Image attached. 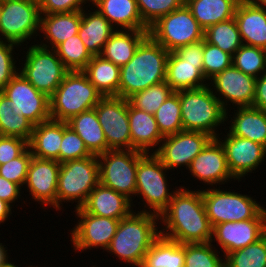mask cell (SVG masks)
Instances as JSON below:
<instances>
[{"mask_svg": "<svg viewBox=\"0 0 266 267\" xmlns=\"http://www.w3.org/2000/svg\"><path fill=\"white\" fill-rule=\"evenodd\" d=\"M102 97L83 71H68L49 97L51 119L67 122L94 108Z\"/></svg>", "mask_w": 266, "mask_h": 267, "instance_id": "5", "label": "cell"}, {"mask_svg": "<svg viewBox=\"0 0 266 267\" xmlns=\"http://www.w3.org/2000/svg\"><path fill=\"white\" fill-rule=\"evenodd\" d=\"M226 134L223 140L219 136L217 139L224 147L232 176L239 182L266 160V147L247 138L231 135L228 131Z\"/></svg>", "mask_w": 266, "mask_h": 267, "instance_id": "18", "label": "cell"}, {"mask_svg": "<svg viewBox=\"0 0 266 267\" xmlns=\"http://www.w3.org/2000/svg\"><path fill=\"white\" fill-rule=\"evenodd\" d=\"M82 20V10L70 13L41 14L40 32L45 43L39 45L55 49L69 37L78 34ZM49 43V44H48Z\"/></svg>", "mask_w": 266, "mask_h": 267, "instance_id": "25", "label": "cell"}, {"mask_svg": "<svg viewBox=\"0 0 266 267\" xmlns=\"http://www.w3.org/2000/svg\"><path fill=\"white\" fill-rule=\"evenodd\" d=\"M132 206V201L125 195L99 183L82 208L92 215L120 220L134 210Z\"/></svg>", "mask_w": 266, "mask_h": 267, "instance_id": "22", "label": "cell"}, {"mask_svg": "<svg viewBox=\"0 0 266 267\" xmlns=\"http://www.w3.org/2000/svg\"><path fill=\"white\" fill-rule=\"evenodd\" d=\"M213 139L212 136L198 131L182 130L164 137L159 149L154 153L168 169L189 168L193 159Z\"/></svg>", "mask_w": 266, "mask_h": 267, "instance_id": "16", "label": "cell"}, {"mask_svg": "<svg viewBox=\"0 0 266 267\" xmlns=\"http://www.w3.org/2000/svg\"><path fill=\"white\" fill-rule=\"evenodd\" d=\"M133 210L120 219L117 231L107 252L128 265L140 267L145 254L160 236L159 216L153 213ZM159 230V231H158Z\"/></svg>", "mask_w": 266, "mask_h": 267, "instance_id": "3", "label": "cell"}, {"mask_svg": "<svg viewBox=\"0 0 266 267\" xmlns=\"http://www.w3.org/2000/svg\"><path fill=\"white\" fill-rule=\"evenodd\" d=\"M67 125L83 139L86 148L92 155L98 156L108 150L95 108L71 117L67 121Z\"/></svg>", "mask_w": 266, "mask_h": 267, "instance_id": "32", "label": "cell"}, {"mask_svg": "<svg viewBox=\"0 0 266 267\" xmlns=\"http://www.w3.org/2000/svg\"><path fill=\"white\" fill-rule=\"evenodd\" d=\"M148 35L169 52H174L182 46L202 41L204 30L184 3L151 25Z\"/></svg>", "mask_w": 266, "mask_h": 267, "instance_id": "9", "label": "cell"}, {"mask_svg": "<svg viewBox=\"0 0 266 267\" xmlns=\"http://www.w3.org/2000/svg\"><path fill=\"white\" fill-rule=\"evenodd\" d=\"M89 1L92 2V0H43L39 7L41 14L70 13L83 10L87 6L86 3L90 5Z\"/></svg>", "mask_w": 266, "mask_h": 267, "instance_id": "49", "label": "cell"}, {"mask_svg": "<svg viewBox=\"0 0 266 267\" xmlns=\"http://www.w3.org/2000/svg\"><path fill=\"white\" fill-rule=\"evenodd\" d=\"M185 244L159 236L140 267H185Z\"/></svg>", "mask_w": 266, "mask_h": 267, "instance_id": "35", "label": "cell"}, {"mask_svg": "<svg viewBox=\"0 0 266 267\" xmlns=\"http://www.w3.org/2000/svg\"><path fill=\"white\" fill-rule=\"evenodd\" d=\"M6 245H3L2 243H0V267H2L3 265H5L8 261H9V253L7 252L8 249L6 250V247H4Z\"/></svg>", "mask_w": 266, "mask_h": 267, "instance_id": "55", "label": "cell"}, {"mask_svg": "<svg viewBox=\"0 0 266 267\" xmlns=\"http://www.w3.org/2000/svg\"><path fill=\"white\" fill-rule=\"evenodd\" d=\"M248 1L254 6L266 9V0H248Z\"/></svg>", "mask_w": 266, "mask_h": 267, "instance_id": "56", "label": "cell"}, {"mask_svg": "<svg viewBox=\"0 0 266 267\" xmlns=\"http://www.w3.org/2000/svg\"><path fill=\"white\" fill-rule=\"evenodd\" d=\"M92 4L116 30H149L136 0H92Z\"/></svg>", "mask_w": 266, "mask_h": 267, "instance_id": "27", "label": "cell"}, {"mask_svg": "<svg viewBox=\"0 0 266 267\" xmlns=\"http://www.w3.org/2000/svg\"><path fill=\"white\" fill-rule=\"evenodd\" d=\"M234 18L243 44L266 50V9L241 0Z\"/></svg>", "mask_w": 266, "mask_h": 267, "instance_id": "23", "label": "cell"}, {"mask_svg": "<svg viewBox=\"0 0 266 267\" xmlns=\"http://www.w3.org/2000/svg\"><path fill=\"white\" fill-rule=\"evenodd\" d=\"M241 0H185L193 17L205 31L210 26L234 18Z\"/></svg>", "mask_w": 266, "mask_h": 267, "instance_id": "33", "label": "cell"}, {"mask_svg": "<svg viewBox=\"0 0 266 267\" xmlns=\"http://www.w3.org/2000/svg\"><path fill=\"white\" fill-rule=\"evenodd\" d=\"M27 48L25 60L19 67V72L40 92L50 97L61 84L68 72L55 49L46 48L41 45Z\"/></svg>", "mask_w": 266, "mask_h": 267, "instance_id": "12", "label": "cell"}, {"mask_svg": "<svg viewBox=\"0 0 266 267\" xmlns=\"http://www.w3.org/2000/svg\"><path fill=\"white\" fill-rule=\"evenodd\" d=\"M232 64L243 73L258 78L266 71V50L243 44L234 53Z\"/></svg>", "mask_w": 266, "mask_h": 267, "instance_id": "41", "label": "cell"}, {"mask_svg": "<svg viewBox=\"0 0 266 267\" xmlns=\"http://www.w3.org/2000/svg\"><path fill=\"white\" fill-rule=\"evenodd\" d=\"M175 52L186 62L203 63V40L182 46Z\"/></svg>", "mask_w": 266, "mask_h": 267, "instance_id": "51", "label": "cell"}, {"mask_svg": "<svg viewBox=\"0 0 266 267\" xmlns=\"http://www.w3.org/2000/svg\"><path fill=\"white\" fill-rule=\"evenodd\" d=\"M172 200L159 216L160 235L170 240L186 243H207L212 239V225L206 215L202 192L175 187ZM164 228V229H163Z\"/></svg>", "mask_w": 266, "mask_h": 267, "instance_id": "1", "label": "cell"}, {"mask_svg": "<svg viewBox=\"0 0 266 267\" xmlns=\"http://www.w3.org/2000/svg\"><path fill=\"white\" fill-rule=\"evenodd\" d=\"M154 117L163 137L182 131L180 91L170 94L155 112Z\"/></svg>", "mask_w": 266, "mask_h": 267, "instance_id": "38", "label": "cell"}, {"mask_svg": "<svg viewBox=\"0 0 266 267\" xmlns=\"http://www.w3.org/2000/svg\"><path fill=\"white\" fill-rule=\"evenodd\" d=\"M183 130L204 132L213 138L220 136L217 128L226 121V111L213 94L210 85L180 91Z\"/></svg>", "mask_w": 266, "mask_h": 267, "instance_id": "4", "label": "cell"}, {"mask_svg": "<svg viewBox=\"0 0 266 267\" xmlns=\"http://www.w3.org/2000/svg\"><path fill=\"white\" fill-rule=\"evenodd\" d=\"M99 184V163L96 155L64 162L60 165L57 185L56 211L62 202H77L81 208L92 190Z\"/></svg>", "mask_w": 266, "mask_h": 267, "instance_id": "7", "label": "cell"}, {"mask_svg": "<svg viewBox=\"0 0 266 267\" xmlns=\"http://www.w3.org/2000/svg\"><path fill=\"white\" fill-rule=\"evenodd\" d=\"M21 187L4 177L0 176V199L7 202L10 206L21 196Z\"/></svg>", "mask_w": 266, "mask_h": 267, "instance_id": "52", "label": "cell"}, {"mask_svg": "<svg viewBox=\"0 0 266 267\" xmlns=\"http://www.w3.org/2000/svg\"><path fill=\"white\" fill-rule=\"evenodd\" d=\"M173 92L169 84L163 81L133 94L127 100L133 107L154 115Z\"/></svg>", "mask_w": 266, "mask_h": 267, "instance_id": "42", "label": "cell"}, {"mask_svg": "<svg viewBox=\"0 0 266 267\" xmlns=\"http://www.w3.org/2000/svg\"><path fill=\"white\" fill-rule=\"evenodd\" d=\"M14 47L17 48L19 46L8 41L0 40V91L19 71L17 65H15L17 61L14 59Z\"/></svg>", "mask_w": 266, "mask_h": 267, "instance_id": "48", "label": "cell"}, {"mask_svg": "<svg viewBox=\"0 0 266 267\" xmlns=\"http://www.w3.org/2000/svg\"><path fill=\"white\" fill-rule=\"evenodd\" d=\"M1 92L10 99L12 110L34 126L51 119L49 97L38 91L20 72Z\"/></svg>", "mask_w": 266, "mask_h": 267, "instance_id": "14", "label": "cell"}, {"mask_svg": "<svg viewBox=\"0 0 266 267\" xmlns=\"http://www.w3.org/2000/svg\"><path fill=\"white\" fill-rule=\"evenodd\" d=\"M93 10V12L82 10L78 36L90 54L97 56L101 54L103 47L116 29L97 9Z\"/></svg>", "mask_w": 266, "mask_h": 267, "instance_id": "30", "label": "cell"}, {"mask_svg": "<svg viewBox=\"0 0 266 267\" xmlns=\"http://www.w3.org/2000/svg\"><path fill=\"white\" fill-rule=\"evenodd\" d=\"M74 212L80 218L70 233L74 250L78 252L92 248L107 250L120 220L92 215L82 207L75 209Z\"/></svg>", "mask_w": 266, "mask_h": 267, "instance_id": "15", "label": "cell"}, {"mask_svg": "<svg viewBox=\"0 0 266 267\" xmlns=\"http://www.w3.org/2000/svg\"><path fill=\"white\" fill-rule=\"evenodd\" d=\"M217 188L202 189L206 215L213 226L248 219H266V209L249 195Z\"/></svg>", "mask_w": 266, "mask_h": 267, "instance_id": "6", "label": "cell"}, {"mask_svg": "<svg viewBox=\"0 0 266 267\" xmlns=\"http://www.w3.org/2000/svg\"><path fill=\"white\" fill-rule=\"evenodd\" d=\"M211 242L186 243L185 267H225L224 258L219 256ZM216 249V250H215Z\"/></svg>", "mask_w": 266, "mask_h": 267, "instance_id": "43", "label": "cell"}, {"mask_svg": "<svg viewBox=\"0 0 266 267\" xmlns=\"http://www.w3.org/2000/svg\"><path fill=\"white\" fill-rule=\"evenodd\" d=\"M83 72L103 97H119L120 66L97 55L92 56Z\"/></svg>", "mask_w": 266, "mask_h": 267, "instance_id": "34", "label": "cell"}, {"mask_svg": "<svg viewBox=\"0 0 266 267\" xmlns=\"http://www.w3.org/2000/svg\"><path fill=\"white\" fill-rule=\"evenodd\" d=\"M232 55L203 39V72L209 81L216 74L232 65Z\"/></svg>", "mask_w": 266, "mask_h": 267, "instance_id": "46", "label": "cell"}, {"mask_svg": "<svg viewBox=\"0 0 266 267\" xmlns=\"http://www.w3.org/2000/svg\"><path fill=\"white\" fill-rule=\"evenodd\" d=\"M60 165L56 160L32 157L24 186L38 204L56 209Z\"/></svg>", "mask_w": 266, "mask_h": 267, "instance_id": "20", "label": "cell"}, {"mask_svg": "<svg viewBox=\"0 0 266 267\" xmlns=\"http://www.w3.org/2000/svg\"><path fill=\"white\" fill-rule=\"evenodd\" d=\"M252 106L266 112V71L256 78L255 96Z\"/></svg>", "mask_w": 266, "mask_h": 267, "instance_id": "53", "label": "cell"}, {"mask_svg": "<svg viewBox=\"0 0 266 267\" xmlns=\"http://www.w3.org/2000/svg\"><path fill=\"white\" fill-rule=\"evenodd\" d=\"M128 116L133 150L155 153L164 137L159 131L154 115L137 109L128 102ZM153 148H156L155 151Z\"/></svg>", "mask_w": 266, "mask_h": 267, "instance_id": "24", "label": "cell"}, {"mask_svg": "<svg viewBox=\"0 0 266 267\" xmlns=\"http://www.w3.org/2000/svg\"><path fill=\"white\" fill-rule=\"evenodd\" d=\"M143 23L149 28L159 18L181 7L185 0H136Z\"/></svg>", "mask_w": 266, "mask_h": 267, "instance_id": "44", "label": "cell"}, {"mask_svg": "<svg viewBox=\"0 0 266 267\" xmlns=\"http://www.w3.org/2000/svg\"><path fill=\"white\" fill-rule=\"evenodd\" d=\"M148 30H116L106 42L100 56L115 65L123 66L132 58Z\"/></svg>", "mask_w": 266, "mask_h": 267, "instance_id": "31", "label": "cell"}, {"mask_svg": "<svg viewBox=\"0 0 266 267\" xmlns=\"http://www.w3.org/2000/svg\"><path fill=\"white\" fill-rule=\"evenodd\" d=\"M27 148V140L19 137L0 136V165L20 156Z\"/></svg>", "mask_w": 266, "mask_h": 267, "instance_id": "50", "label": "cell"}, {"mask_svg": "<svg viewBox=\"0 0 266 267\" xmlns=\"http://www.w3.org/2000/svg\"><path fill=\"white\" fill-rule=\"evenodd\" d=\"M167 172L168 169L154 153H143L138 158L135 196L143 199L141 212L160 216L168 207L176 190L169 192Z\"/></svg>", "mask_w": 266, "mask_h": 267, "instance_id": "8", "label": "cell"}, {"mask_svg": "<svg viewBox=\"0 0 266 267\" xmlns=\"http://www.w3.org/2000/svg\"><path fill=\"white\" fill-rule=\"evenodd\" d=\"M225 267H266V236L256 242L226 254Z\"/></svg>", "mask_w": 266, "mask_h": 267, "instance_id": "40", "label": "cell"}, {"mask_svg": "<svg viewBox=\"0 0 266 267\" xmlns=\"http://www.w3.org/2000/svg\"><path fill=\"white\" fill-rule=\"evenodd\" d=\"M165 81L175 92L209 85L204 76L203 63L186 62L175 51L168 54Z\"/></svg>", "mask_w": 266, "mask_h": 267, "instance_id": "26", "label": "cell"}, {"mask_svg": "<svg viewBox=\"0 0 266 267\" xmlns=\"http://www.w3.org/2000/svg\"><path fill=\"white\" fill-rule=\"evenodd\" d=\"M236 111V113H235ZM229 110L226 111V122L228 118L231 121L228 122L229 133L238 137L247 138L254 142L260 143L266 147V112L250 107H238L234 110L233 119Z\"/></svg>", "mask_w": 266, "mask_h": 267, "instance_id": "28", "label": "cell"}, {"mask_svg": "<svg viewBox=\"0 0 266 267\" xmlns=\"http://www.w3.org/2000/svg\"><path fill=\"white\" fill-rule=\"evenodd\" d=\"M204 40L232 56L243 45L235 18L207 28L204 31Z\"/></svg>", "mask_w": 266, "mask_h": 267, "instance_id": "37", "label": "cell"}, {"mask_svg": "<svg viewBox=\"0 0 266 267\" xmlns=\"http://www.w3.org/2000/svg\"><path fill=\"white\" fill-rule=\"evenodd\" d=\"M169 51L149 35L137 47L133 58L120 67L119 97L133 94L166 80Z\"/></svg>", "mask_w": 266, "mask_h": 267, "instance_id": "2", "label": "cell"}, {"mask_svg": "<svg viewBox=\"0 0 266 267\" xmlns=\"http://www.w3.org/2000/svg\"><path fill=\"white\" fill-rule=\"evenodd\" d=\"M209 81L211 83L208 82V84H212L210 87L213 86L211 88L213 94L216 97L218 96L217 98L225 111H228L227 106L231 103L236 108L253 105L256 78L243 73L233 64L216 74Z\"/></svg>", "mask_w": 266, "mask_h": 267, "instance_id": "17", "label": "cell"}, {"mask_svg": "<svg viewBox=\"0 0 266 267\" xmlns=\"http://www.w3.org/2000/svg\"><path fill=\"white\" fill-rule=\"evenodd\" d=\"M62 138L63 121L49 119L34 126L28 147L33 157L59 162Z\"/></svg>", "mask_w": 266, "mask_h": 267, "instance_id": "29", "label": "cell"}, {"mask_svg": "<svg viewBox=\"0 0 266 267\" xmlns=\"http://www.w3.org/2000/svg\"><path fill=\"white\" fill-rule=\"evenodd\" d=\"M92 156L83 139L63 121V138L60 146L59 163Z\"/></svg>", "mask_w": 266, "mask_h": 267, "instance_id": "45", "label": "cell"}, {"mask_svg": "<svg viewBox=\"0 0 266 267\" xmlns=\"http://www.w3.org/2000/svg\"><path fill=\"white\" fill-rule=\"evenodd\" d=\"M55 51L68 71H83L92 59L78 34L59 44Z\"/></svg>", "mask_w": 266, "mask_h": 267, "instance_id": "39", "label": "cell"}, {"mask_svg": "<svg viewBox=\"0 0 266 267\" xmlns=\"http://www.w3.org/2000/svg\"><path fill=\"white\" fill-rule=\"evenodd\" d=\"M41 12L33 0H2L0 40L22 46L40 33Z\"/></svg>", "mask_w": 266, "mask_h": 267, "instance_id": "10", "label": "cell"}, {"mask_svg": "<svg viewBox=\"0 0 266 267\" xmlns=\"http://www.w3.org/2000/svg\"><path fill=\"white\" fill-rule=\"evenodd\" d=\"M2 267H19V266H16L15 263L9 261L5 265H3Z\"/></svg>", "mask_w": 266, "mask_h": 267, "instance_id": "57", "label": "cell"}, {"mask_svg": "<svg viewBox=\"0 0 266 267\" xmlns=\"http://www.w3.org/2000/svg\"><path fill=\"white\" fill-rule=\"evenodd\" d=\"M143 154L137 150H107L97 156L99 183L125 195L132 201L136 193L138 158ZM132 197V198H131Z\"/></svg>", "mask_w": 266, "mask_h": 267, "instance_id": "11", "label": "cell"}, {"mask_svg": "<svg viewBox=\"0 0 266 267\" xmlns=\"http://www.w3.org/2000/svg\"><path fill=\"white\" fill-rule=\"evenodd\" d=\"M192 178L206 185H223L236 180L228 167L224 147L217 138H213L193 159L189 168Z\"/></svg>", "mask_w": 266, "mask_h": 267, "instance_id": "19", "label": "cell"}, {"mask_svg": "<svg viewBox=\"0 0 266 267\" xmlns=\"http://www.w3.org/2000/svg\"><path fill=\"white\" fill-rule=\"evenodd\" d=\"M94 108L103 129L108 150H133L128 100L118 96L102 97Z\"/></svg>", "mask_w": 266, "mask_h": 267, "instance_id": "13", "label": "cell"}, {"mask_svg": "<svg viewBox=\"0 0 266 267\" xmlns=\"http://www.w3.org/2000/svg\"><path fill=\"white\" fill-rule=\"evenodd\" d=\"M11 209L12 207L7 202L0 199V224L10 219L8 217L12 214Z\"/></svg>", "mask_w": 266, "mask_h": 267, "instance_id": "54", "label": "cell"}, {"mask_svg": "<svg viewBox=\"0 0 266 267\" xmlns=\"http://www.w3.org/2000/svg\"><path fill=\"white\" fill-rule=\"evenodd\" d=\"M265 226L266 219L220 223L213 226L211 243L217 241L225 256L259 240L264 235Z\"/></svg>", "mask_w": 266, "mask_h": 267, "instance_id": "21", "label": "cell"}, {"mask_svg": "<svg viewBox=\"0 0 266 267\" xmlns=\"http://www.w3.org/2000/svg\"><path fill=\"white\" fill-rule=\"evenodd\" d=\"M33 128L26 117L12 110L10 99L0 91V136L19 137L29 142Z\"/></svg>", "mask_w": 266, "mask_h": 267, "instance_id": "36", "label": "cell"}, {"mask_svg": "<svg viewBox=\"0 0 266 267\" xmlns=\"http://www.w3.org/2000/svg\"><path fill=\"white\" fill-rule=\"evenodd\" d=\"M33 1L40 4L43 0H33Z\"/></svg>", "mask_w": 266, "mask_h": 267, "instance_id": "58", "label": "cell"}, {"mask_svg": "<svg viewBox=\"0 0 266 267\" xmlns=\"http://www.w3.org/2000/svg\"><path fill=\"white\" fill-rule=\"evenodd\" d=\"M32 157L28 147L20 156L0 165V176L23 188Z\"/></svg>", "mask_w": 266, "mask_h": 267, "instance_id": "47", "label": "cell"}]
</instances>
